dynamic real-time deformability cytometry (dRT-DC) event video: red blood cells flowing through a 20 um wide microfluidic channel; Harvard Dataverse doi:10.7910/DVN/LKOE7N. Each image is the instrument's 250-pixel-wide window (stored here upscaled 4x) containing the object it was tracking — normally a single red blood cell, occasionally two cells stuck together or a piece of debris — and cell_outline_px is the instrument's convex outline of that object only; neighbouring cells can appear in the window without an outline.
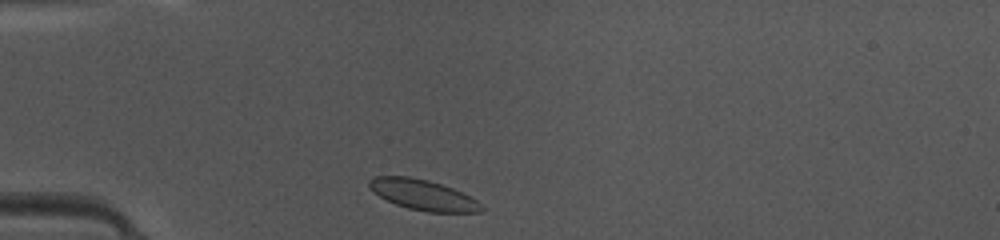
{"species": "common noctule bat (a hibernating species)", "species_latin": "Nyctalus noctula", "temperature_condition": "warm", "stored_images_in_passage": 36, "camera_frame_rate_fps": 3000, "um_per_image_px": 0.085, "animal": {"sex": "female", "body_mass_g": 10.0, "forearm_length_mm": 53.1}, "frame": {"image": 1, "passage_image": 1, "time_ms": 0.0, "image_size_px": [1000, 240], "cell_outline_px": [[484, 212], [428, 212], [408, 208], [396, 204], [380, 196], [368, 184], [368, 180], [376, 176], [408, 176], [428, 180], [452, 188], [476, 200], [484, 208]], "centroid_in_image_um": [35.97, 16.57], "position_along_channel_um": 49.0, "area_um2": 19.54}}
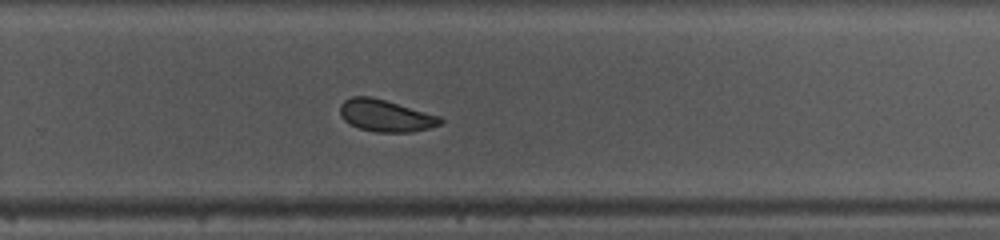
{"frame": {"image": 2, "passage_image": 20, "time_ms": 6.333, "image_size_px": [1000, 240], "cell_outline_px": [[444, 120], [440, 124], [428, 128], [412, 132], [376, 132], [360, 128], [344, 120], [340, 116], [340, 104], [344, 100], [352, 96], [372, 96], [440, 116]], "centroid_in_image_um": [32.77, 9.82], "position_along_channel_um": 297.0, "area_um2": 18.61}}
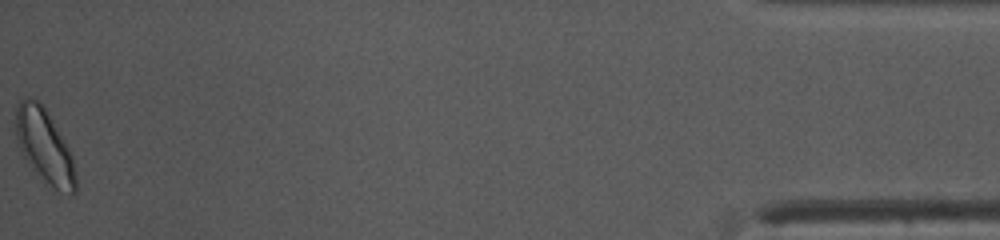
{"frame": {"image": 3, "passage_image": 36, "time_ms": 11.667, "image_size_px": [1000, 240], "cell_outline_px": [[76, 192], [72, 192], [56, 188], [24, 156], [16, 136], [16, 108], [20, 100], [28, 96], [36, 100], [44, 108], [64, 140], [72, 156], [76, 172]], "centroid_in_image_um": [3.79, 12.32], "position_along_channel_um": 431.4, "area_um2": 24.16}, "authors_computed_cell_mechanics": {"area_um2": 19.5075, "velocity_mm_per_s": 4.1631, "shape_relaxation_time_tau1_ms": 2.4493, "shape_relaxation_time_tau2_ms": null, "deformation_change_tau1": 0.074, "deformation_change_tau2": null}}